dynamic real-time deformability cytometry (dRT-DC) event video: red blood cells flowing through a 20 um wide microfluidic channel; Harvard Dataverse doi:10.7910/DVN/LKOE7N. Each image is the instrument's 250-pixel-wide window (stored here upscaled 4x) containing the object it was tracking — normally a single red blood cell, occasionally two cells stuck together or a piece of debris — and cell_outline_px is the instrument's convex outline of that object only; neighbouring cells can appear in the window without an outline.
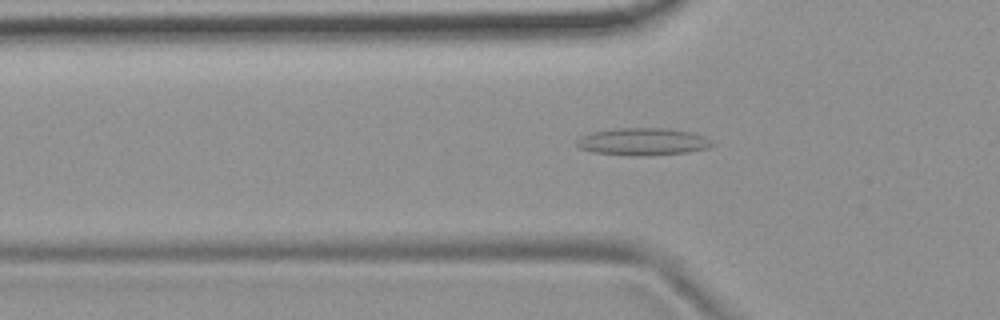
{"species": "common noctule bat (a hibernating species)", "species_latin": "Nyctalus noctula", "temperature_condition": "room temperature", "stored_images_in_passage": 52, "camera_frame_rate_fps": 3000, "um_per_image_px": 0.085, "animal": {"sex": "female", "body_mass_g": 19.9}, "frame": {"image": 1, "passage_image": 17, "time_ms": 5.333, "image_size_px": [1000, 320], "cell_outline_px": [[716, 144], [708, 148], [688, 152], [648, 156], [636, 156], [592, 152], [580, 148], [576, 144], [576, 140], [580, 136], [592, 132], [620, 128], [668, 128], [692, 132], [704, 136]], "centroid_in_image_um": [54.66, 12.04], "position_along_channel_um": 71.1, "area_um2": 21.73}}
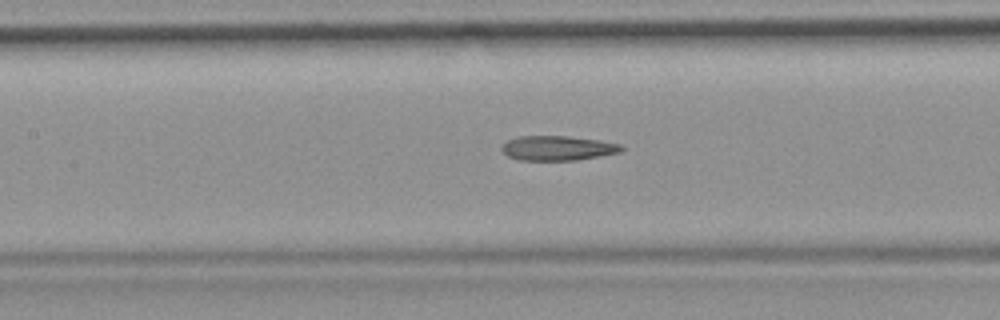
{"frame": {"image": 2, "passage_image": 24, "time_ms": 7.667, "image_size_px": [1000, 320], "cell_outline_px": [[624, 148], [620, 152], [600, 156], [576, 160], [520, 160], [508, 156], [500, 148], [508, 140], [516, 136], [568, 136], [596, 140], [620, 144]], "centroid_in_image_um": [47.38, 12.59], "position_along_channel_um": 160.0, "area_um2": 17.05}}
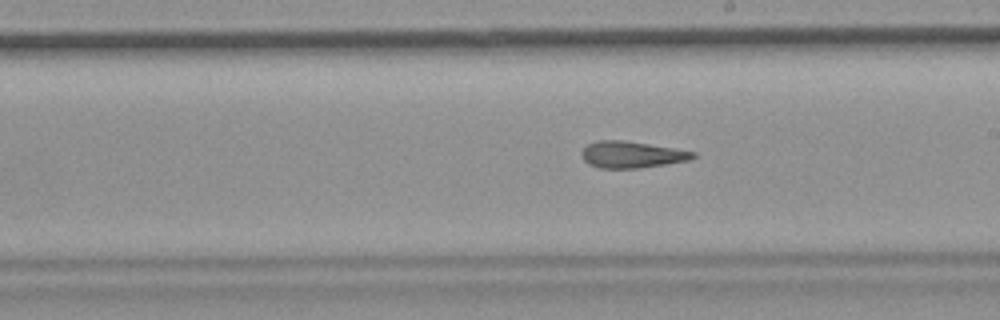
{"frame": {"image": 3, "passage_image": 30, "time_ms": 9.667, "image_size_px": [1000, 320], "cell_outline_px": [[696, 156], [688, 160], [640, 168], [600, 168], [588, 164], [580, 156], [580, 152], [588, 144], [596, 140], [624, 140], [696, 152]], "centroid_in_image_um": [53.63, 13.14], "position_along_channel_um": 235.4, "area_um2": 17.17}, "authors_computed_cell_mechanics": {"area_um2": 18.3515, "velocity_mm_per_s": 3.7905, "shape_relaxation_time_tau1_ms": null, "shape_relaxation_time_tau2_ms": 4.6939, "deformation_change_tau1": null, "deformation_change_tau2": 0.153}}